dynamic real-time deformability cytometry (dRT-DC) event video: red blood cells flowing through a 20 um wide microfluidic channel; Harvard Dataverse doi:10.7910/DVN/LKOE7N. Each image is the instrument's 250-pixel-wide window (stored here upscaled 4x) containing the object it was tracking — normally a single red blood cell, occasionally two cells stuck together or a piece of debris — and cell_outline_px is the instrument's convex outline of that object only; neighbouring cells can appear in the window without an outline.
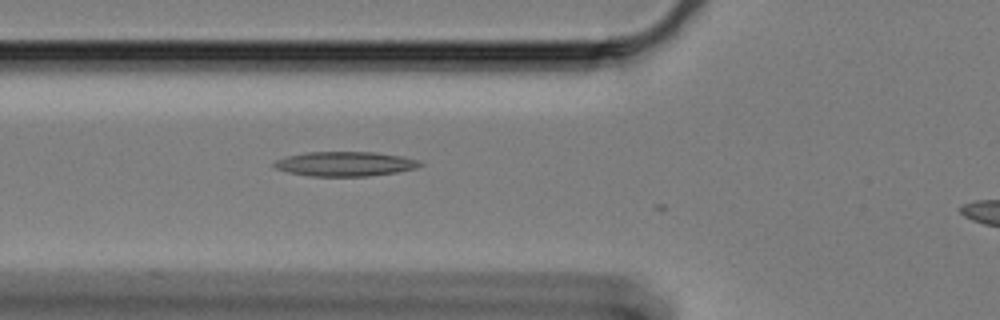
{"species": "Egyptian fruit bat (a non-hibernating species)", "species_latin": "Rousettus aegyptiacus", "temperature_condition": "cold", "stored_images_in_passage": 4, "camera_frame_rate_fps": 3000, "um_per_image_px": 0.085, "animal": {"sex": "female"}, "frame": {"image": 1, "passage_image": 2, "time_ms": 0.333, "image_size_px": [1000, 320], "cell_outline_px": [[424, 164], [416, 168], [396, 172], [368, 176], [308, 176], [288, 172], [276, 168], [272, 164], [276, 160], [288, 156], [308, 152], [376, 152], [400, 156], [416, 160]], "centroid_in_image_um": [29.31, 13.93], "position_along_channel_um": 96.5, "area_um2": 20.69}}